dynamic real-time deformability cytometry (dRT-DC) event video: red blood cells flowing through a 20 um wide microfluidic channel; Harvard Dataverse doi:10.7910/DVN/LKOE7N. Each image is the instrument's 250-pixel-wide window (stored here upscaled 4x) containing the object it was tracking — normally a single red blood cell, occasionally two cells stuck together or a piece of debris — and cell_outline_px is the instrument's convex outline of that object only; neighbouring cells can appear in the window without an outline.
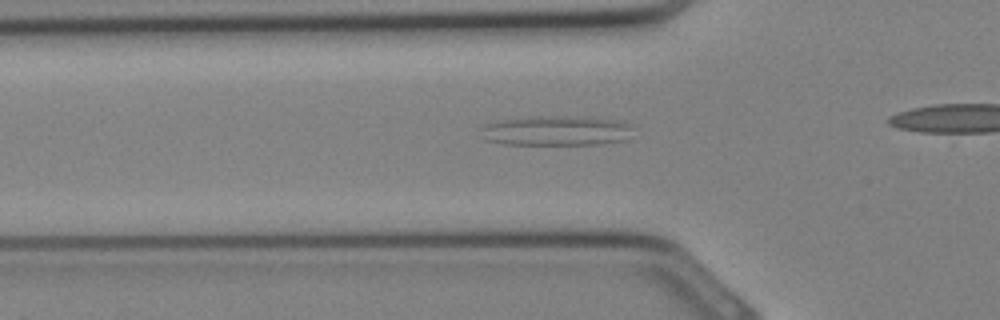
{"species": "Egyptian fruit bat (a non-hibernating species)", "species_latin": "Rousettus aegyptiacus", "temperature_condition": "cold", "stored_images_in_passage": 18, "camera_frame_rate_fps": 3000, "um_per_image_px": 0.085, "animal": {"sex": "female"}, "frame": {"image": 1, "passage_image": 3, "time_ms": 0.667, "image_size_px": [1000, 320], "cell_outline_px": [[636, 124], [624, 140], [600, 144], [504, 144], [484, 140], [476, 128], [484, 124], [500, 120], [532, 116], [588, 116], [620, 120]], "centroid_in_image_um": [47.26, 11.09], "position_along_channel_um": 78.5, "area_um2": 27.22}}
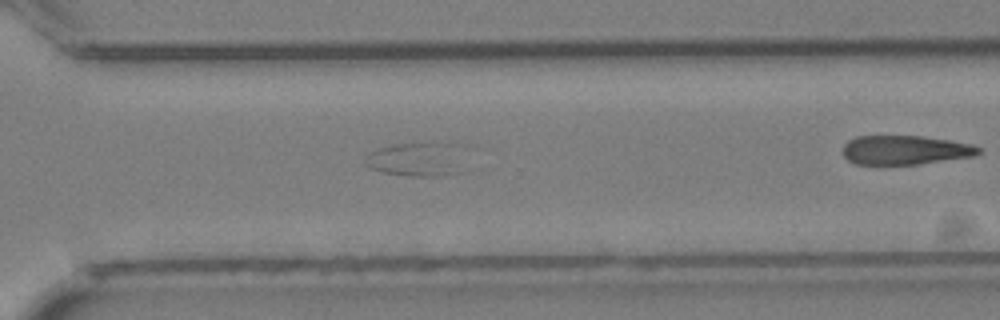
{"frame": {"image": 2, "passage_image": 16, "time_ms": 5.0, "image_size_px": [1000, 320], "cell_outline_px": [[460, 172], [440, 176], [408, 176], [384, 172], [372, 168], [368, 164], [368, 152], [380, 148], [396, 144], [452, 144]], "centroid_in_image_um": [35.29, 13.58], "position_along_channel_um": 335.3, "area_um2": 18.26}}